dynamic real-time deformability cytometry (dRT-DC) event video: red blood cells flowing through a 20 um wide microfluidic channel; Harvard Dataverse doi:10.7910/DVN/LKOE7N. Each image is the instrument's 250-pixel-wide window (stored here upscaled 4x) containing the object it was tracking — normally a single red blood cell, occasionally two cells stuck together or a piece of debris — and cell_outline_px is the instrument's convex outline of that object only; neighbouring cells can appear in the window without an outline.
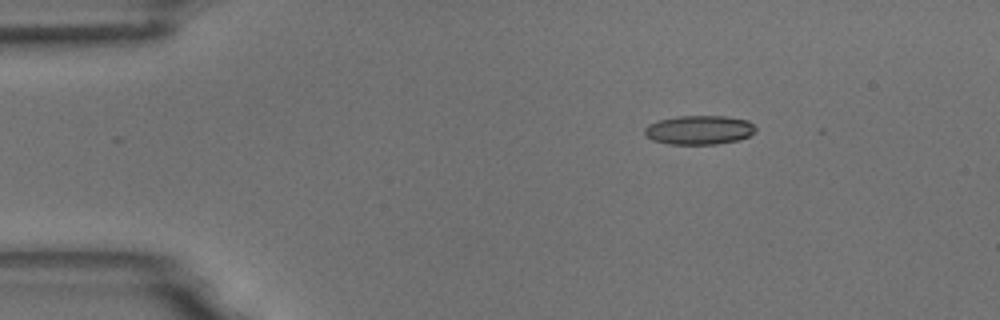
{"species": "common noctule bat (a hibernating species)", "species_latin": "Nyctalus noctula", "temperature_condition": "room temperature", "stored_images_in_passage": 2, "camera_frame_rate_fps": 3000, "um_per_image_px": 0.085, "animal": {"sex": "male", "body_mass_g": 18.8}, "frame": {"image": 1, "passage_image": 2, "time_ms": 0.333, "image_size_px": [1000, 320], "cell_outline_px": [[756, 132], [740, 140], [716, 144], [668, 144], [652, 140], [644, 132], [644, 128], [648, 124], [660, 120], [680, 116], [728, 116], [748, 120], [756, 128]], "centroid_in_image_um": [59.46, 11.05], "position_along_channel_um": 25.5, "area_um2": 18.84}}